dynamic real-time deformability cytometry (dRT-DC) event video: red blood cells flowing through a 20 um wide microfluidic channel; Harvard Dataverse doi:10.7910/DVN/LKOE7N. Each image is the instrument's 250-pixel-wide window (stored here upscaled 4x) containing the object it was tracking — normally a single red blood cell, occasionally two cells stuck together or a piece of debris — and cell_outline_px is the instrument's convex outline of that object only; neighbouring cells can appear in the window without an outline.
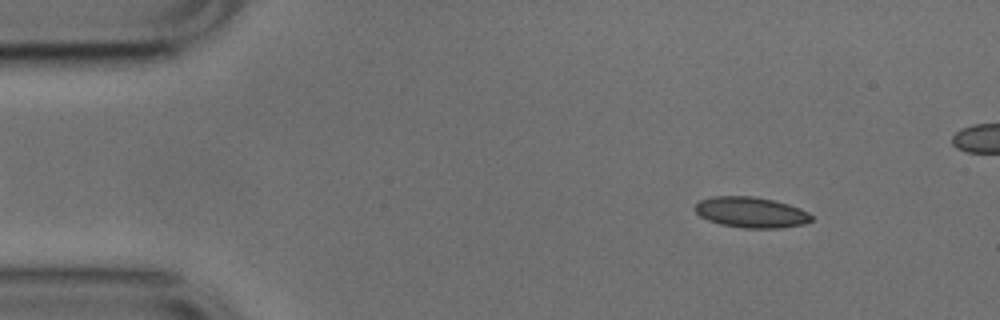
{"species": "common noctule bat (a hibernating species)", "species_latin": "Nyctalus noctula", "temperature_condition": "cold", "stored_images_in_passage": 53, "camera_frame_rate_fps": 3000, "um_per_image_px": 0.085, "animal": {"sex": "male", "body_mass_g": 17.9, "forearm_length_mm": 54.2}, "frame": {"image": 1, "passage_image": 6, "time_ms": 1.667, "image_size_px": [1000, 320], "cell_outline_px": [[812, 220], [804, 224], [780, 228], [744, 228], [720, 224], [708, 220], [700, 216], [692, 208], [700, 200], [712, 196], [752, 196], [772, 200], [788, 204], [800, 208], [808, 212], [812, 216]], "centroid_in_image_um": [63.82, 18.05], "position_along_channel_um": 21.2, "area_um2": 20.87}}
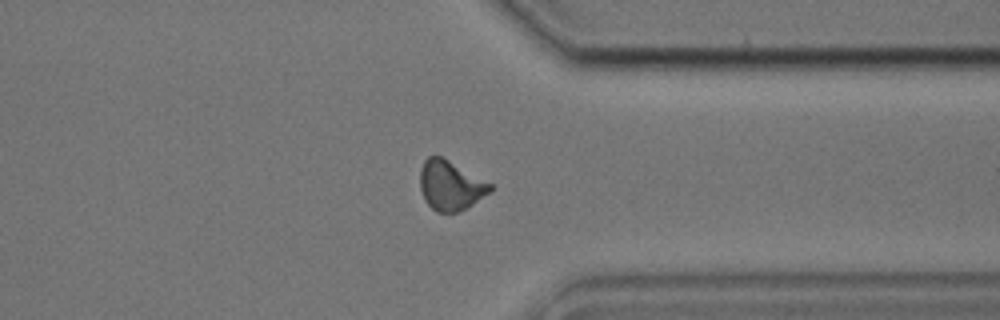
{"frame": {"image": 2, "passage_image": 40, "time_ms": 13.0, "image_size_px": [1000, 320], "cell_outline_px": [[492, 188], [488, 192], [472, 204], [456, 212], [436, 212], [424, 200], [420, 188], [420, 168], [424, 160], [428, 156], [440, 156], [448, 160], [492, 184]], "centroid_in_image_um": [38.23, 15.75], "position_along_channel_um": 373.2, "area_um2": 19.88}}
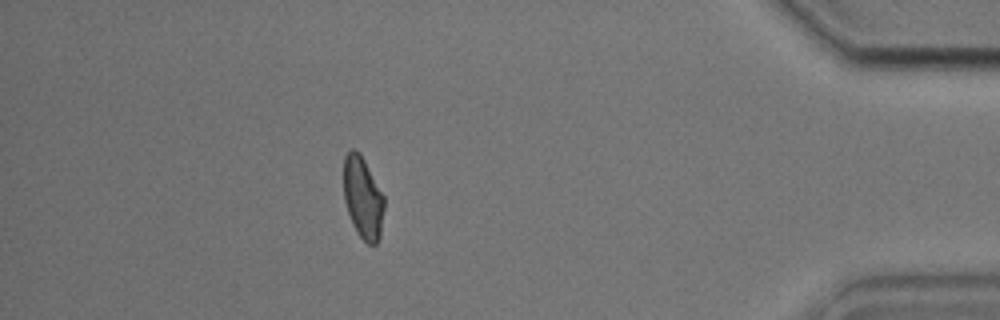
{"frame": {"image": 3, "passage_image": 46, "time_ms": 15.0, "image_size_px": [1000, 320], "cell_outline_px": [[384, 208], [380, 236], [376, 244], [368, 244], [356, 232], [352, 224], [344, 200], [344, 156], [348, 148], [356, 148], [360, 152], [384, 196]], "centroid_in_image_um": [30.83, 16.77], "position_along_channel_um": 404.4, "area_um2": 19.48}, "authors_computed_cell_mechanics": {"area_um2": 20.1722, "velocity_mm_per_s": 3.7746, "shape_relaxation_time_tau1_ms": 5.1866, "shape_relaxation_time_tau2_ms": 2.0446, "deformation_change_tau1": 0.1164, "deformation_change_tau2": 0.0819}}